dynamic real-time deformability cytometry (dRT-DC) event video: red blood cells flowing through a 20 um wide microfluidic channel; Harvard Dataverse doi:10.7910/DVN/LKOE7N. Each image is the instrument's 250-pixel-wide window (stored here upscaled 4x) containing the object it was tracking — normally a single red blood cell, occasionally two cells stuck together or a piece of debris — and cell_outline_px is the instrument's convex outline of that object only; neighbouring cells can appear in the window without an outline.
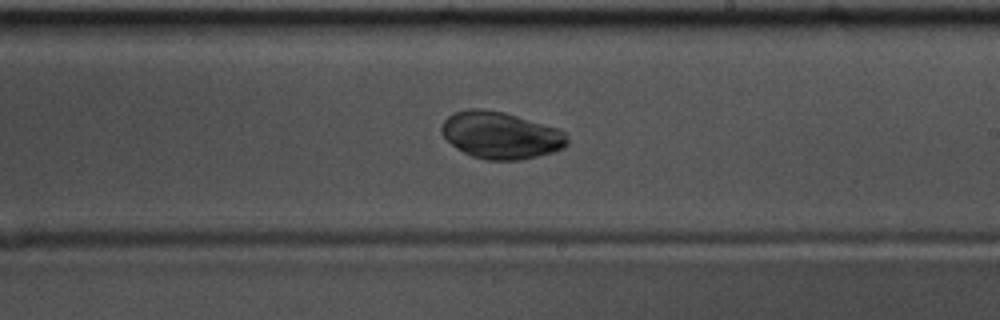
{"species": "common noctule bat (a hibernating species)", "species_latin": "Nyctalus noctula", "temperature_condition": "warm", "stored_images_in_passage": 56, "camera_frame_rate_fps": 3000, "um_per_image_px": 0.085, "animal": {"sex": "male", "body_mass_g": 17.5, "forearm_length_mm": 52.3}, "frame": {"image": 1, "passage_image": 33, "time_ms": 10.667, "image_size_px": [1000, 320], "cell_outline_px": [[568, 144], [564, 148], [552, 152], [520, 160], [488, 160], [472, 156], [456, 148], [440, 132], [440, 128], [444, 120], [448, 116], [456, 112], [468, 108], [480, 108], [504, 112], [556, 128], [564, 132], [568, 140]], "centroid_in_image_um": [42.54, 11.49], "position_along_channel_um": 246.5, "area_um2": 34.22}}